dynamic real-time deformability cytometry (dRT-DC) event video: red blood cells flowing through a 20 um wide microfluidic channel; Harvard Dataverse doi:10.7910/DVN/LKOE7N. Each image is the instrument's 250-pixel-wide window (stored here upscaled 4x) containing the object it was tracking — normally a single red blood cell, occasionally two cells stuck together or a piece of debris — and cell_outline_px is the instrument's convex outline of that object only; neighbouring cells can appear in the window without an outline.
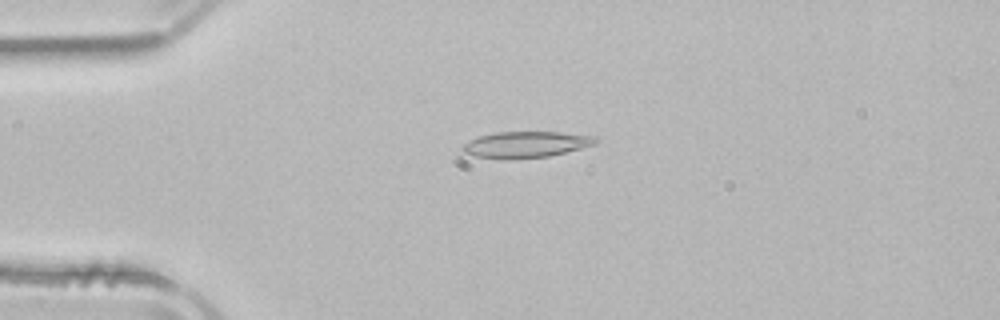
{"species": "common noctule bat (a hibernating species)", "species_latin": "Nyctalus noctula", "temperature_condition": "room temperature", "stored_images_in_passage": 51, "camera_frame_rate_fps": 3000, "um_per_image_px": 0.085, "animal": {"sex": "male", "body_mass_g": 21.5, "forearm_length_mm": 52.0}, "frame": {"image": 1, "passage_image": 12, "time_ms": 3.667, "image_size_px": [1000, 320], "cell_outline_px": [[600, 140], [596, 144], [548, 156], [504, 160], [476, 156], [464, 152], [460, 148], [464, 144], [480, 136], [496, 132], [556, 132], [596, 136]], "centroid_in_image_um": [44.71, 12.29], "position_along_channel_um": 40.3, "area_um2": 20.17}}
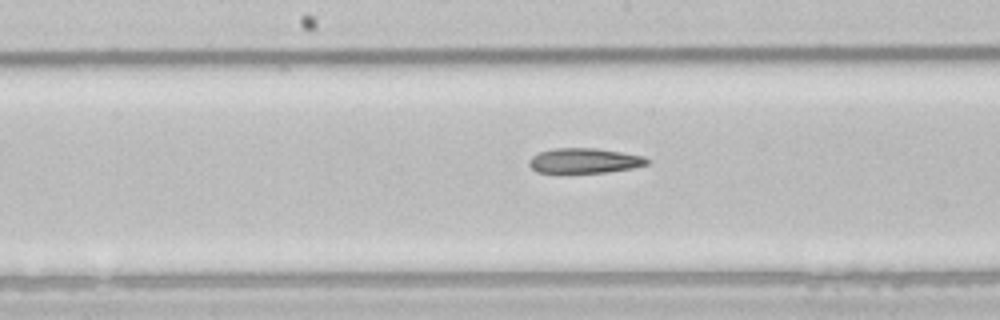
{"frame": {"image": 2, "passage_image": 26, "time_ms": 8.333, "image_size_px": [1000, 320], "cell_outline_px": [[648, 164], [632, 168], [608, 172], [536, 172], [528, 164], [528, 160], [532, 156], [540, 152], [552, 148], [596, 148], [644, 156], [648, 160]], "centroid_in_image_um": [49.65, 13.65], "position_along_channel_um": 198.5, "area_um2": 17.05}}
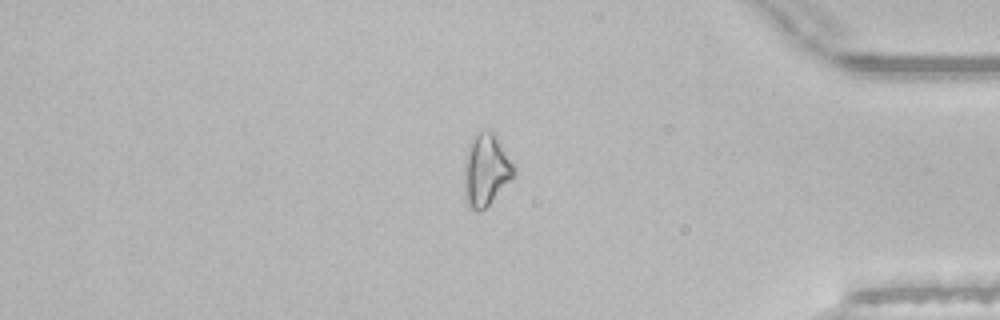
{"frame": {"image": 3, "passage_image": 43, "time_ms": 14.0, "image_size_px": [1000, 320], "cell_outline_px": [[516, 176], [480, 212], [476, 212], [468, 208], [464, 196], [464, 164], [468, 144], [480, 132], [496, 132], [516, 172]], "centroid_in_image_um": [41.3, 14.49], "position_along_channel_um": 393.9, "area_um2": 20.92}}